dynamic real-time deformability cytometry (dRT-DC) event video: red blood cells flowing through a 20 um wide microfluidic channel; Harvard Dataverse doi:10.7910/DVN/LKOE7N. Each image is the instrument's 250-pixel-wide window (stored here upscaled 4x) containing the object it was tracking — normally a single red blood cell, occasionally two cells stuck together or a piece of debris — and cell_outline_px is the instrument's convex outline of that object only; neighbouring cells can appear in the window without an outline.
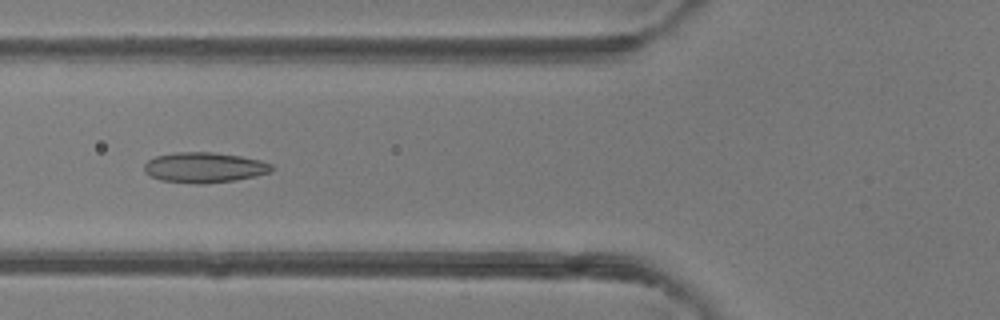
{"species": "common noctule bat (a hibernating species)", "species_latin": "Nyctalus noctula", "temperature_condition": "room temperature", "stored_images_in_passage": 41, "camera_frame_rate_fps": 3000, "um_per_image_px": 0.085, "animal": {"sex": "female"}, "frame": {"image": 1, "passage_image": 18, "time_ms": 5.667, "image_size_px": [1000, 320], "cell_outline_px": [[276, 168], [272, 172], [256, 176], [236, 180], [204, 184], [196, 184], [160, 180], [144, 172], [144, 164], [148, 160], [156, 156], [176, 152], [212, 152], [240, 156], [260, 160], [272, 164]], "centroid_in_image_um": [17.4, 14.24], "position_along_channel_um": 108.4, "area_um2": 22.72}}
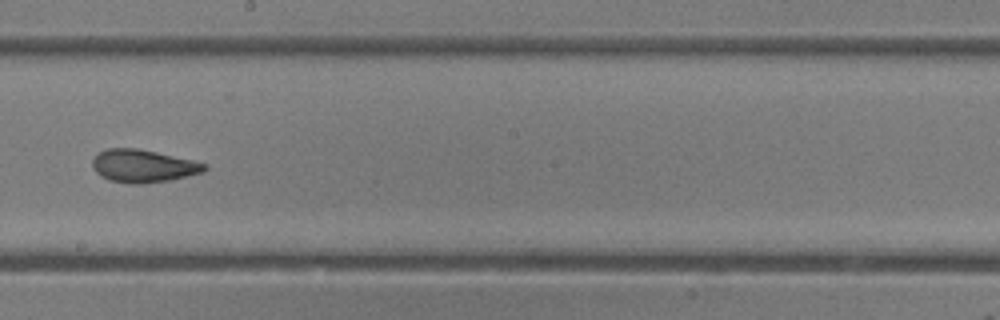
{"frame": {"image": 2, "passage_image": 27, "time_ms": 8.667, "image_size_px": [1000, 320], "cell_outline_px": [[208, 168], [204, 172], [168, 180], [140, 184], [128, 184], [108, 180], [100, 176], [92, 168], [92, 160], [96, 152], [108, 148], [136, 148], [156, 152], [192, 160], [208, 164]], "centroid_in_image_um": [12.12, 14.11], "position_along_channel_um": 236.1, "area_um2": 21.56}}
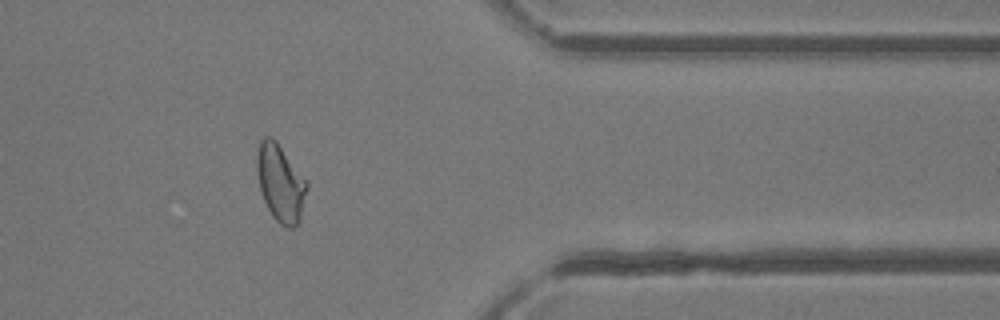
{"frame": {"image": 3, "passage_image": 39, "time_ms": 12.667, "image_size_px": [1000, 320], "cell_outline_px": [[308, 188], [300, 220], [292, 228], [288, 228], [280, 224], [272, 216], [264, 200], [260, 188], [256, 172], [256, 156], [260, 140], [264, 136], [272, 136], [276, 140], [308, 180]], "centroid_in_image_um": [23.85, 15.52], "position_along_channel_um": 387.6, "area_um2": 22.83}, "authors_computed_cell_mechanics": {"area_um2": 22.7154, "velocity_mm_per_s": 4.247, "shape_relaxation_time_tau1_ms": null, "shape_relaxation_time_tau2_ms": 1.6011, "deformation_change_tau1": null, "deformation_change_tau2": 0.0773}}